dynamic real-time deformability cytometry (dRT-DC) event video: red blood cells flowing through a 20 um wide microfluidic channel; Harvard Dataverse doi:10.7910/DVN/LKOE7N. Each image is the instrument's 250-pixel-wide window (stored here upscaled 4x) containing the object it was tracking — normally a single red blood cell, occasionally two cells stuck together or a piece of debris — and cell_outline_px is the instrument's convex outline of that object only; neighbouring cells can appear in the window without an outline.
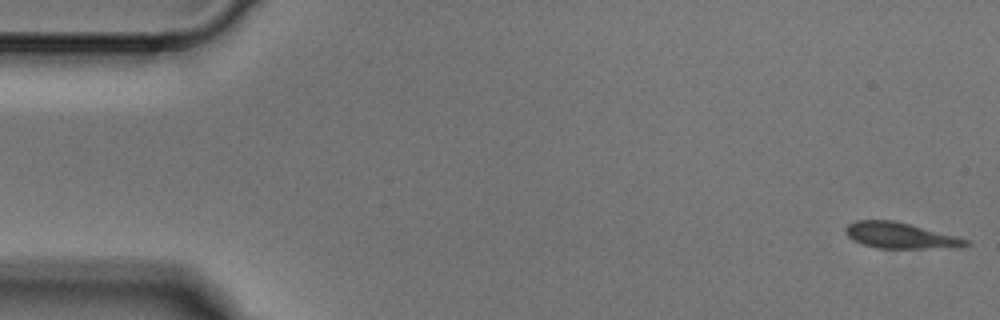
{"species": "Egyptian fruit bat (a non-hibernating species)", "species_latin": "Rousettus aegyptiacus", "temperature_condition": "cold", "stored_images_in_passage": 5, "camera_frame_rate_fps": 3000, "um_per_image_px": 0.085, "animal": {"sex": "male"}, "frame": {"image": 1, "passage_image": 1, "time_ms": 0.0, "image_size_px": [1000, 320], "cell_outline_px": [[972, 244], [964, 248], [876, 248], [852, 240], [844, 232], [844, 228], [848, 224], [856, 220], [896, 220], [956, 236], [968, 240]], "centroid_in_image_um": [76.55, 20.02], "position_along_channel_um": 8.4, "area_um2": 18.44}}
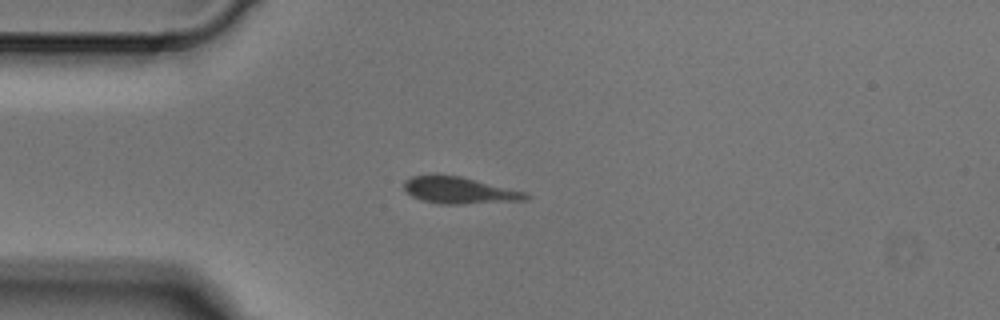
{"frame": {"image": 2, "passage_image": 4, "time_ms": 1.0, "image_size_px": [1000, 320], "cell_outline_px": [[532, 196], [528, 200], [464, 204], [440, 204], [420, 200], [412, 196], [404, 188], [404, 180], [412, 176], [436, 172], [460, 176], [528, 192]], "centroid_in_image_um": [39.05, 16.15], "position_along_channel_um": 46.0, "area_um2": 19.59}}